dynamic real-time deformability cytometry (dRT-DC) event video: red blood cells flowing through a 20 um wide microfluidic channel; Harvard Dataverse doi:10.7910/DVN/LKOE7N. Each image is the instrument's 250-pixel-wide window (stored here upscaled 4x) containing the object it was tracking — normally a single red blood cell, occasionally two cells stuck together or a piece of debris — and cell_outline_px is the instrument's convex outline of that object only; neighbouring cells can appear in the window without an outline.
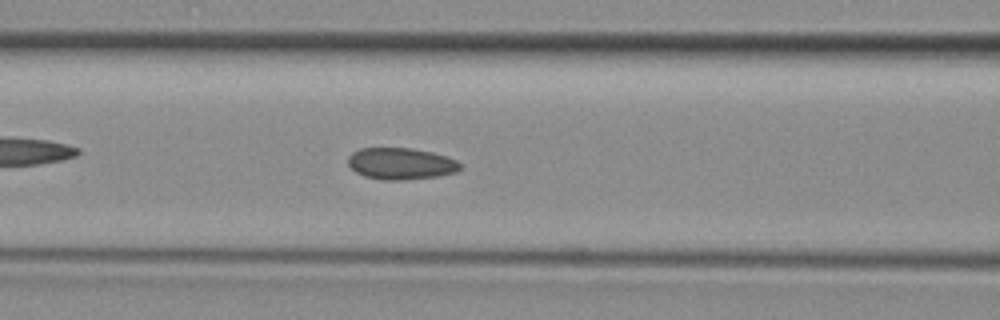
{"species": "common noctule bat (a hibernating species)", "species_latin": "Nyctalus noctula", "temperature_condition": "room temperature", "stored_images_in_passage": 34, "camera_frame_rate_fps": 3000, "um_per_image_px": 0.085, "animal": {"sex": "female", "body_mass_g": 29.2, "forearm_length_mm": 56.3}, "frame": {"image": 1, "passage_image": 13, "time_ms": 4.0, "image_size_px": [1000, 320], "cell_outline_px": [[460, 168], [456, 172], [440, 176], [404, 180], [384, 180], [364, 176], [356, 172], [348, 164], [348, 156], [352, 152], [360, 148], [412, 148], [432, 152], [448, 156], [456, 160], [460, 164]], "centroid_in_image_um": [34.08, 13.91], "position_along_channel_um": 132.5, "area_um2": 20.81}}
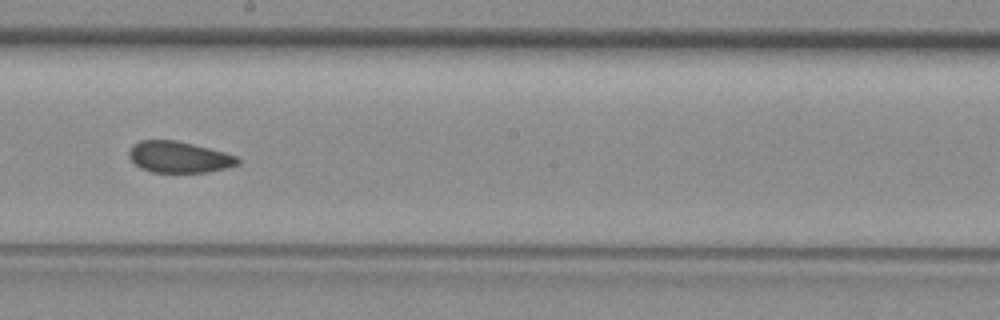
{"frame": {"image": 2, "passage_image": 20, "time_ms": 6.333, "image_size_px": [1000, 320], "cell_outline_px": [[240, 164], [228, 168], [208, 172], [152, 172], [140, 168], [128, 156], [128, 152], [132, 144], [140, 140], [176, 140], [224, 152], [236, 156], [240, 160]], "centroid_in_image_um": [15.2, 13.35], "position_along_channel_um": 233.0, "area_um2": 19.88}}
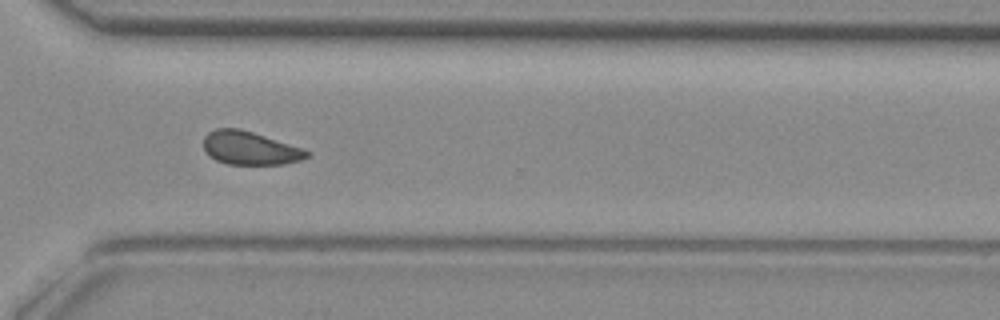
{"frame": {"image": 3, "passage_image": 28, "time_ms": 9.0, "image_size_px": [1000, 320], "cell_outline_px": [[312, 152], [308, 156], [300, 160], [284, 164], [228, 164], [216, 160], [204, 148], [204, 136], [208, 132], [216, 128], [240, 128], [304, 148]], "centroid_in_image_um": [21.28, 12.58], "position_along_channel_um": 349.3, "area_um2": 20.0}}